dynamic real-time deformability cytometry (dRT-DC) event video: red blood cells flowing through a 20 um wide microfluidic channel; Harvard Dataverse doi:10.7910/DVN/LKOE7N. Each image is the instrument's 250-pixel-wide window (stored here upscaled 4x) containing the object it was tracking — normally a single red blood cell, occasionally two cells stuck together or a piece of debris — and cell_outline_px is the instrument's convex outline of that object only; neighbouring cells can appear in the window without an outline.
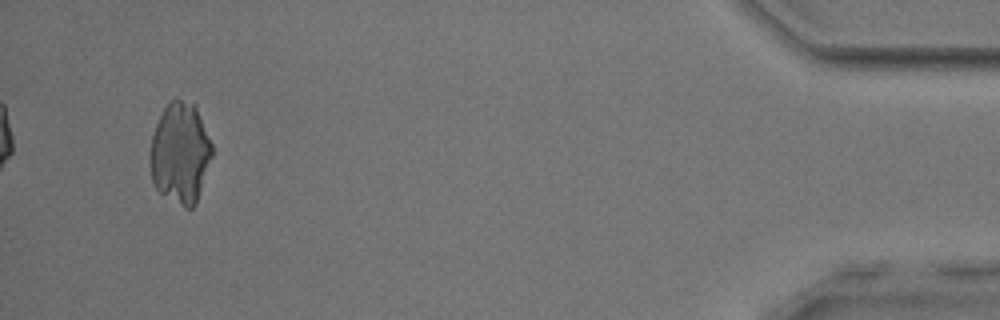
{"species": "common noctule bat (a hibernating species)", "species_latin": "Nyctalus noctula", "temperature_condition": "room temperature", "stored_images_in_passage": 35, "camera_frame_rate_fps": 3000, "um_per_image_px": 0.085, "animal": {"sex": "male", "body_mass_g": 17.9, "forearm_length_mm": 54.2}, "frame": {"image": 1, "passage_image": 35, "time_ms": 11.333, "image_size_px": [1000, 320], "cell_outline_px": [[212, 156], [196, 204], [192, 208], [184, 208], [160, 192], [156, 188], [152, 180], [148, 160], [148, 156], [152, 136], [156, 124], [164, 108], [176, 96], [196, 104], [212, 144]], "centroid_in_image_um": [15.31, 12.98], "position_along_channel_um": 419.9, "area_um2": 36.88}}